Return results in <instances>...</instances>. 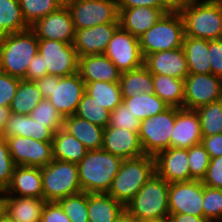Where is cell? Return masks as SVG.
<instances>
[{
  "label": "cell",
  "instance_id": "48",
  "mask_svg": "<svg viewBox=\"0 0 222 222\" xmlns=\"http://www.w3.org/2000/svg\"><path fill=\"white\" fill-rule=\"evenodd\" d=\"M208 52H210L211 74L222 79V39L208 40Z\"/></svg>",
  "mask_w": 222,
  "mask_h": 222
},
{
  "label": "cell",
  "instance_id": "33",
  "mask_svg": "<svg viewBox=\"0 0 222 222\" xmlns=\"http://www.w3.org/2000/svg\"><path fill=\"white\" fill-rule=\"evenodd\" d=\"M42 93L34 81L20 80L15 96L9 106L11 113L30 115L31 111L43 100Z\"/></svg>",
  "mask_w": 222,
  "mask_h": 222
},
{
  "label": "cell",
  "instance_id": "36",
  "mask_svg": "<svg viewBox=\"0 0 222 222\" xmlns=\"http://www.w3.org/2000/svg\"><path fill=\"white\" fill-rule=\"evenodd\" d=\"M29 28L23 19L19 0H0V36Z\"/></svg>",
  "mask_w": 222,
  "mask_h": 222
},
{
  "label": "cell",
  "instance_id": "6",
  "mask_svg": "<svg viewBox=\"0 0 222 222\" xmlns=\"http://www.w3.org/2000/svg\"><path fill=\"white\" fill-rule=\"evenodd\" d=\"M184 37V22L180 12H167L139 37L143 57L155 52L180 48Z\"/></svg>",
  "mask_w": 222,
  "mask_h": 222
},
{
  "label": "cell",
  "instance_id": "3",
  "mask_svg": "<svg viewBox=\"0 0 222 222\" xmlns=\"http://www.w3.org/2000/svg\"><path fill=\"white\" fill-rule=\"evenodd\" d=\"M185 36L197 39H222V8L218 0H190L180 11Z\"/></svg>",
  "mask_w": 222,
  "mask_h": 222
},
{
  "label": "cell",
  "instance_id": "38",
  "mask_svg": "<svg viewBox=\"0 0 222 222\" xmlns=\"http://www.w3.org/2000/svg\"><path fill=\"white\" fill-rule=\"evenodd\" d=\"M74 115L106 128L109 123L110 111L85 92Z\"/></svg>",
  "mask_w": 222,
  "mask_h": 222
},
{
  "label": "cell",
  "instance_id": "20",
  "mask_svg": "<svg viewBox=\"0 0 222 222\" xmlns=\"http://www.w3.org/2000/svg\"><path fill=\"white\" fill-rule=\"evenodd\" d=\"M202 142L199 115L196 110L177 108L170 147L188 149Z\"/></svg>",
  "mask_w": 222,
  "mask_h": 222
},
{
  "label": "cell",
  "instance_id": "2",
  "mask_svg": "<svg viewBox=\"0 0 222 222\" xmlns=\"http://www.w3.org/2000/svg\"><path fill=\"white\" fill-rule=\"evenodd\" d=\"M38 53V38L29 28L0 36V70L25 80L29 62Z\"/></svg>",
  "mask_w": 222,
  "mask_h": 222
},
{
  "label": "cell",
  "instance_id": "60",
  "mask_svg": "<svg viewBox=\"0 0 222 222\" xmlns=\"http://www.w3.org/2000/svg\"><path fill=\"white\" fill-rule=\"evenodd\" d=\"M62 5H66L67 3L74 1V0H59Z\"/></svg>",
  "mask_w": 222,
  "mask_h": 222
},
{
  "label": "cell",
  "instance_id": "26",
  "mask_svg": "<svg viewBox=\"0 0 222 222\" xmlns=\"http://www.w3.org/2000/svg\"><path fill=\"white\" fill-rule=\"evenodd\" d=\"M54 133L30 115L11 113L1 137H30L43 142H52Z\"/></svg>",
  "mask_w": 222,
  "mask_h": 222
},
{
  "label": "cell",
  "instance_id": "17",
  "mask_svg": "<svg viewBox=\"0 0 222 222\" xmlns=\"http://www.w3.org/2000/svg\"><path fill=\"white\" fill-rule=\"evenodd\" d=\"M118 27L119 22H110L75 30L73 46L78 57L104 54L107 44Z\"/></svg>",
  "mask_w": 222,
  "mask_h": 222
},
{
  "label": "cell",
  "instance_id": "39",
  "mask_svg": "<svg viewBox=\"0 0 222 222\" xmlns=\"http://www.w3.org/2000/svg\"><path fill=\"white\" fill-rule=\"evenodd\" d=\"M19 4L23 19L29 27L63 6L59 0H19Z\"/></svg>",
  "mask_w": 222,
  "mask_h": 222
},
{
  "label": "cell",
  "instance_id": "29",
  "mask_svg": "<svg viewBox=\"0 0 222 222\" xmlns=\"http://www.w3.org/2000/svg\"><path fill=\"white\" fill-rule=\"evenodd\" d=\"M182 48L187 60L189 74H211L207 39L185 36Z\"/></svg>",
  "mask_w": 222,
  "mask_h": 222
},
{
  "label": "cell",
  "instance_id": "7",
  "mask_svg": "<svg viewBox=\"0 0 222 222\" xmlns=\"http://www.w3.org/2000/svg\"><path fill=\"white\" fill-rule=\"evenodd\" d=\"M43 199L54 202L63 197L81 193L78 166L75 163L53 159L41 167Z\"/></svg>",
  "mask_w": 222,
  "mask_h": 222
},
{
  "label": "cell",
  "instance_id": "27",
  "mask_svg": "<svg viewBox=\"0 0 222 222\" xmlns=\"http://www.w3.org/2000/svg\"><path fill=\"white\" fill-rule=\"evenodd\" d=\"M63 128L80 141L88 150L102 149L103 127L72 115L64 118Z\"/></svg>",
  "mask_w": 222,
  "mask_h": 222
},
{
  "label": "cell",
  "instance_id": "47",
  "mask_svg": "<svg viewBox=\"0 0 222 222\" xmlns=\"http://www.w3.org/2000/svg\"><path fill=\"white\" fill-rule=\"evenodd\" d=\"M202 183L208 187L222 189V156L211 158Z\"/></svg>",
  "mask_w": 222,
  "mask_h": 222
},
{
  "label": "cell",
  "instance_id": "18",
  "mask_svg": "<svg viewBox=\"0 0 222 222\" xmlns=\"http://www.w3.org/2000/svg\"><path fill=\"white\" fill-rule=\"evenodd\" d=\"M155 173L169 184L190 180L188 149L170 147L157 153Z\"/></svg>",
  "mask_w": 222,
  "mask_h": 222
},
{
  "label": "cell",
  "instance_id": "43",
  "mask_svg": "<svg viewBox=\"0 0 222 222\" xmlns=\"http://www.w3.org/2000/svg\"><path fill=\"white\" fill-rule=\"evenodd\" d=\"M203 217L209 222H222V190L204 185Z\"/></svg>",
  "mask_w": 222,
  "mask_h": 222
},
{
  "label": "cell",
  "instance_id": "4",
  "mask_svg": "<svg viewBox=\"0 0 222 222\" xmlns=\"http://www.w3.org/2000/svg\"><path fill=\"white\" fill-rule=\"evenodd\" d=\"M153 174H155L154 156L143 155L123 159L107 194L126 206Z\"/></svg>",
  "mask_w": 222,
  "mask_h": 222
},
{
  "label": "cell",
  "instance_id": "15",
  "mask_svg": "<svg viewBox=\"0 0 222 222\" xmlns=\"http://www.w3.org/2000/svg\"><path fill=\"white\" fill-rule=\"evenodd\" d=\"M84 93L85 82L77 72L69 76L57 77L54 80L52 95L47 99L65 118L75 114Z\"/></svg>",
  "mask_w": 222,
  "mask_h": 222
},
{
  "label": "cell",
  "instance_id": "13",
  "mask_svg": "<svg viewBox=\"0 0 222 222\" xmlns=\"http://www.w3.org/2000/svg\"><path fill=\"white\" fill-rule=\"evenodd\" d=\"M9 152L16 166L44 167L52 160V143L30 137L13 136L5 138Z\"/></svg>",
  "mask_w": 222,
  "mask_h": 222
},
{
  "label": "cell",
  "instance_id": "56",
  "mask_svg": "<svg viewBox=\"0 0 222 222\" xmlns=\"http://www.w3.org/2000/svg\"><path fill=\"white\" fill-rule=\"evenodd\" d=\"M10 114L11 111L9 107L0 106V136H2V133L6 126V122L8 121Z\"/></svg>",
  "mask_w": 222,
  "mask_h": 222
},
{
  "label": "cell",
  "instance_id": "41",
  "mask_svg": "<svg viewBox=\"0 0 222 222\" xmlns=\"http://www.w3.org/2000/svg\"><path fill=\"white\" fill-rule=\"evenodd\" d=\"M30 116L40 124L47 126L53 133L64 126V116L46 98L31 111Z\"/></svg>",
  "mask_w": 222,
  "mask_h": 222
},
{
  "label": "cell",
  "instance_id": "32",
  "mask_svg": "<svg viewBox=\"0 0 222 222\" xmlns=\"http://www.w3.org/2000/svg\"><path fill=\"white\" fill-rule=\"evenodd\" d=\"M119 84L123 98L154 91L152 73L145 66L121 73Z\"/></svg>",
  "mask_w": 222,
  "mask_h": 222
},
{
  "label": "cell",
  "instance_id": "61",
  "mask_svg": "<svg viewBox=\"0 0 222 222\" xmlns=\"http://www.w3.org/2000/svg\"><path fill=\"white\" fill-rule=\"evenodd\" d=\"M220 2L221 8H222V0H218Z\"/></svg>",
  "mask_w": 222,
  "mask_h": 222
},
{
  "label": "cell",
  "instance_id": "53",
  "mask_svg": "<svg viewBox=\"0 0 222 222\" xmlns=\"http://www.w3.org/2000/svg\"><path fill=\"white\" fill-rule=\"evenodd\" d=\"M58 76L54 75H45L40 79L35 80V84L39 91L42 93L43 98H48L52 95V90L54 89V80Z\"/></svg>",
  "mask_w": 222,
  "mask_h": 222
},
{
  "label": "cell",
  "instance_id": "19",
  "mask_svg": "<svg viewBox=\"0 0 222 222\" xmlns=\"http://www.w3.org/2000/svg\"><path fill=\"white\" fill-rule=\"evenodd\" d=\"M102 149L122 159L145 155L138 131H129L125 128H104Z\"/></svg>",
  "mask_w": 222,
  "mask_h": 222
},
{
  "label": "cell",
  "instance_id": "46",
  "mask_svg": "<svg viewBox=\"0 0 222 222\" xmlns=\"http://www.w3.org/2000/svg\"><path fill=\"white\" fill-rule=\"evenodd\" d=\"M20 80L0 70V106H10Z\"/></svg>",
  "mask_w": 222,
  "mask_h": 222
},
{
  "label": "cell",
  "instance_id": "30",
  "mask_svg": "<svg viewBox=\"0 0 222 222\" xmlns=\"http://www.w3.org/2000/svg\"><path fill=\"white\" fill-rule=\"evenodd\" d=\"M51 143L53 159L78 164L88 152V149L64 128L54 133Z\"/></svg>",
  "mask_w": 222,
  "mask_h": 222
},
{
  "label": "cell",
  "instance_id": "31",
  "mask_svg": "<svg viewBox=\"0 0 222 222\" xmlns=\"http://www.w3.org/2000/svg\"><path fill=\"white\" fill-rule=\"evenodd\" d=\"M154 91L169 107L183 108L185 80L152 74Z\"/></svg>",
  "mask_w": 222,
  "mask_h": 222
},
{
  "label": "cell",
  "instance_id": "23",
  "mask_svg": "<svg viewBox=\"0 0 222 222\" xmlns=\"http://www.w3.org/2000/svg\"><path fill=\"white\" fill-rule=\"evenodd\" d=\"M119 26L139 38L168 11L165 8L134 7L118 9Z\"/></svg>",
  "mask_w": 222,
  "mask_h": 222
},
{
  "label": "cell",
  "instance_id": "45",
  "mask_svg": "<svg viewBox=\"0 0 222 222\" xmlns=\"http://www.w3.org/2000/svg\"><path fill=\"white\" fill-rule=\"evenodd\" d=\"M15 167L16 165L11 158L7 141L0 136V194L10 184Z\"/></svg>",
  "mask_w": 222,
  "mask_h": 222
},
{
  "label": "cell",
  "instance_id": "9",
  "mask_svg": "<svg viewBox=\"0 0 222 222\" xmlns=\"http://www.w3.org/2000/svg\"><path fill=\"white\" fill-rule=\"evenodd\" d=\"M75 30L119 22L116 0H74L66 4Z\"/></svg>",
  "mask_w": 222,
  "mask_h": 222
},
{
  "label": "cell",
  "instance_id": "54",
  "mask_svg": "<svg viewBox=\"0 0 222 222\" xmlns=\"http://www.w3.org/2000/svg\"><path fill=\"white\" fill-rule=\"evenodd\" d=\"M168 12H180L190 0H159Z\"/></svg>",
  "mask_w": 222,
  "mask_h": 222
},
{
  "label": "cell",
  "instance_id": "5",
  "mask_svg": "<svg viewBox=\"0 0 222 222\" xmlns=\"http://www.w3.org/2000/svg\"><path fill=\"white\" fill-rule=\"evenodd\" d=\"M169 183L156 173L144 184L125 210L137 221L168 219Z\"/></svg>",
  "mask_w": 222,
  "mask_h": 222
},
{
  "label": "cell",
  "instance_id": "11",
  "mask_svg": "<svg viewBox=\"0 0 222 222\" xmlns=\"http://www.w3.org/2000/svg\"><path fill=\"white\" fill-rule=\"evenodd\" d=\"M104 55L116 65L121 73L144 66L139 38L132 36L120 26L107 44Z\"/></svg>",
  "mask_w": 222,
  "mask_h": 222
},
{
  "label": "cell",
  "instance_id": "42",
  "mask_svg": "<svg viewBox=\"0 0 222 222\" xmlns=\"http://www.w3.org/2000/svg\"><path fill=\"white\" fill-rule=\"evenodd\" d=\"M210 161V155L202 143L193 145L192 147L188 148L190 180L202 181L206 175Z\"/></svg>",
  "mask_w": 222,
  "mask_h": 222
},
{
  "label": "cell",
  "instance_id": "52",
  "mask_svg": "<svg viewBox=\"0 0 222 222\" xmlns=\"http://www.w3.org/2000/svg\"><path fill=\"white\" fill-rule=\"evenodd\" d=\"M118 9H129L134 7L164 8L159 0H116Z\"/></svg>",
  "mask_w": 222,
  "mask_h": 222
},
{
  "label": "cell",
  "instance_id": "37",
  "mask_svg": "<svg viewBox=\"0 0 222 222\" xmlns=\"http://www.w3.org/2000/svg\"><path fill=\"white\" fill-rule=\"evenodd\" d=\"M202 137L222 133V99L196 109Z\"/></svg>",
  "mask_w": 222,
  "mask_h": 222
},
{
  "label": "cell",
  "instance_id": "28",
  "mask_svg": "<svg viewBox=\"0 0 222 222\" xmlns=\"http://www.w3.org/2000/svg\"><path fill=\"white\" fill-rule=\"evenodd\" d=\"M125 206L107 193H88V222H115Z\"/></svg>",
  "mask_w": 222,
  "mask_h": 222
},
{
  "label": "cell",
  "instance_id": "51",
  "mask_svg": "<svg viewBox=\"0 0 222 222\" xmlns=\"http://www.w3.org/2000/svg\"><path fill=\"white\" fill-rule=\"evenodd\" d=\"M201 143L210 155V158L222 156V133L202 137Z\"/></svg>",
  "mask_w": 222,
  "mask_h": 222
},
{
  "label": "cell",
  "instance_id": "44",
  "mask_svg": "<svg viewBox=\"0 0 222 222\" xmlns=\"http://www.w3.org/2000/svg\"><path fill=\"white\" fill-rule=\"evenodd\" d=\"M139 120L123 102L110 111L109 127L125 128L129 131H139Z\"/></svg>",
  "mask_w": 222,
  "mask_h": 222
},
{
  "label": "cell",
  "instance_id": "25",
  "mask_svg": "<svg viewBox=\"0 0 222 222\" xmlns=\"http://www.w3.org/2000/svg\"><path fill=\"white\" fill-rule=\"evenodd\" d=\"M78 72L84 82H119L121 72L104 54L79 57Z\"/></svg>",
  "mask_w": 222,
  "mask_h": 222
},
{
  "label": "cell",
  "instance_id": "35",
  "mask_svg": "<svg viewBox=\"0 0 222 222\" xmlns=\"http://www.w3.org/2000/svg\"><path fill=\"white\" fill-rule=\"evenodd\" d=\"M123 103L139 120L151 118L169 107L154 93H142L130 98H123Z\"/></svg>",
  "mask_w": 222,
  "mask_h": 222
},
{
  "label": "cell",
  "instance_id": "49",
  "mask_svg": "<svg viewBox=\"0 0 222 222\" xmlns=\"http://www.w3.org/2000/svg\"><path fill=\"white\" fill-rule=\"evenodd\" d=\"M40 222H71L62 210L61 206L56 202H47Z\"/></svg>",
  "mask_w": 222,
  "mask_h": 222
},
{
  "label": "cell",
  "instance_id": "24",
  "mask_svg": "<svg viewBox=\"0 0 222 222\" xmlns=\"http://www.w3.org/2000/svg\"><path fill=\"white\" fill-rule=\"evenodd\" d=\"M4 193L18 197L43 198L41 168L16 166Z\"/></svg>",
  "mask_w": 222,
  "mask_h": 222
},
{
  "label": "cell",
  "instance_id": "10",
  "mask_svg": "<svg viewBox=\"0 0 222 222\" xmlns=\"http://www.w3.org/2000/svg\"><path fill=\"white\" fill-rule=\"evenodd\" d=\"M38 53L43 56L47 75L64 77L78 72L79 57L73 44L38 39Z\"/></svg>",
  "mask_w": 222,
  "mask_h": 222
},
{
  "label": "cell",
  "instance_id": "40",
  "mask_svg": "<svg viewBox=\"0 0 222 222\" xmlns=\"http://www.w3.org/2000/svg\"><path fill=\"white\" fill-rule=\"evenodd\" d=\"M71 222H88V193L81 192L56 201Z\"/></svg>",
  "mask_w": 222,
  "mask_h": 222
},
{
  "label": "cell",
  "instance_id": "1",
  "mask_svg": "<svg viewBox=\"0 0 222 222\" xmlns=\"http://www.w3.org/2000/svg\"><path fill=\"white\" fill-rule=\"evenodd\" d=\"M123 159L103 150H88L77 164L81 190L107 193L118 174Z\"/></svg>",
  "mask_w": 222,
  "mask_h": 222
},
{
  "label": "cell",
  "instance_id": "34",
  "mask_svg": "<svg viewBox=\"0 0 222 222\" xmlns=\"http://www.w3.org/2000/svg\"><path fill=\"white\" fill-rule=\"evenodd\" d=\"M85 92L109 111L123 102L119 82H85Z\"/></svg>",
  "mask_w": 222,
  "mask_h": 222
},
{
  "label": "cell",
  "instance_id": "59",
  "mask_svg": "<svg viewBox=\"0 0 222 222\" xmlns=\"http://www.w3.org/2000/svg\"><path fill=\"white\" fill-rule=\"evenodd\" d=\"M138 222H165V219L145 220V221H138Z\"/></svg>",
  "mask_w": 222,
  "mask_h": 222
},
{
  "label": "cell",
  "instance_id": "22",
  "mask_svg": "<svg viewBox=\"0 0 222 222\" xmlns=\"http://www.w3.org/2000/svg\"><path fill=\"white\" fill-rule=\"evenodd\" d=\"M47 201L1 193V210L15 222H40Z\"/></svg>",
  "mask_w": 222,
  "mask_h": 222
},
{
  "label": "cell",
  "instance_id": "12",
  "mask_svg": "<svg viewBox=\"0 0 222 222\" xmlns=\"http://www.w3.org/2000/svg\"><path fill=\"white\" fill-rule=\"evenodd\" d=\"M222 99V79L214 74H188L185 78L183 108L199 107Z\"/></svg>",
  "mask_w": 222,
  "mask_h": 222
},
{
  "label": "cell",
  "instance_id": "58",
  "mask_svg": "<svg viewBox=\"0 0 222 222\" xmlns=\"http://www.w3.org/2000/svg\"><path fill=\"white\" fill-rule=\"evenodd\" d=\"M0 222H15L4 211L0 209Z\"/></svg>",
  "mask_w": 222,
  "mask_h": 222
},
{
  "label": "cell",
  "instance_id": "16",
  "mask_svg": "<svg viewBox=\"0 0 222 222\" xmlns=\"http://www.w3.org/2000/svg\"><path fill=\"white\" fill-rule=\"evenodd\" d=\"M30 29L38 39L57 40L73 44L75 28L66 5L37 20Z\"/></svg>",
  "mask_w": 222,
  "mask_h": 222
},
{
  "label": "cell",
  "instance_id": "50",
  "mask_svg": "<svg viewBox=\"0 0 222 222\" xmlns=\"http://www.w3.org/2000/svg\"><path fill=\"white\" fill-rule=\"evenodd\" d=\"M29 63L25 80L35 81L47 75V68H44L43 56L39 53H37Z\"/></svg>",
  "mask_w": 222,
  "mask_h": 222
},
{
  "label": "cell",
  "instance_id": "14",
  "mask_svg": "<svg viewBox=\"0 0 222 222\" xmlns=\"http://www.w3.org/2000/svg\"><path fill=\"white\" fill-rule=\"evenodd\" d=\"M203 189L200 180H189L169 184L170 214L203 216Z\"/></svg>",
  "mask_w": 222,
  "mask_h": 222
},
{
  "label": "cell",
  "instance_id": "57",
  "mask_svg": "<svg viewBox=\"0 0 222 222\" xmlns=\"http://www.w3.org/2000/svg\"><path fill=\"white\" fill-rule=\"evenodd\" d=\"M115 222H138V221L133 216H131L126 210H124Z\"/></svg>",
  "mask_w": 222,
  "mask_h": 222
},
{
  "label": "cell",
  "instance_id": "55",
  "mask_svg": "<svg viewBox=\"0 0 222 222\" xmlns=\"http://www.w3.org/2000/svg\"><path fill=\"white\" fill-rule=\"evenodd\" d=\"M168 220L170 222H209L203 216H193L189 214H170Z\"/></svg>",
  "mask_w": 222,
  "mask_h": 222
},
{
  "label": "cell",
  "instance_id": "8",
  "mask_svg": "<svg viewBox=\"0 0 222 222\" xmlns=\"http://www.w3.org/2000/svg\"><path fill=\"white\" fill-rule=\"evenodd\" d=\"M175 119L176 107H168L151 118L141 120L138 134L145 155L155 156L170 148Z\"/></svg>",
  "mask_w": 222,
  "mask_h": 222
},
{
  "label": "cell",
  "instance_id": "21",
  "mask_svg": "<svg viewBox=\"0 0 222 222\" xmlns=\"http://www.w3.org/2000/svg\"><path fill=\"white\" fill-rule=\"evenodd\" d=\"M144 66L152 74L167 75L183 80L189 74L187 60L182 47L147 55L144 57Z\"/></svg>",
  "mask_w": 222,
  "mask_h": 222
}]
</instances>
